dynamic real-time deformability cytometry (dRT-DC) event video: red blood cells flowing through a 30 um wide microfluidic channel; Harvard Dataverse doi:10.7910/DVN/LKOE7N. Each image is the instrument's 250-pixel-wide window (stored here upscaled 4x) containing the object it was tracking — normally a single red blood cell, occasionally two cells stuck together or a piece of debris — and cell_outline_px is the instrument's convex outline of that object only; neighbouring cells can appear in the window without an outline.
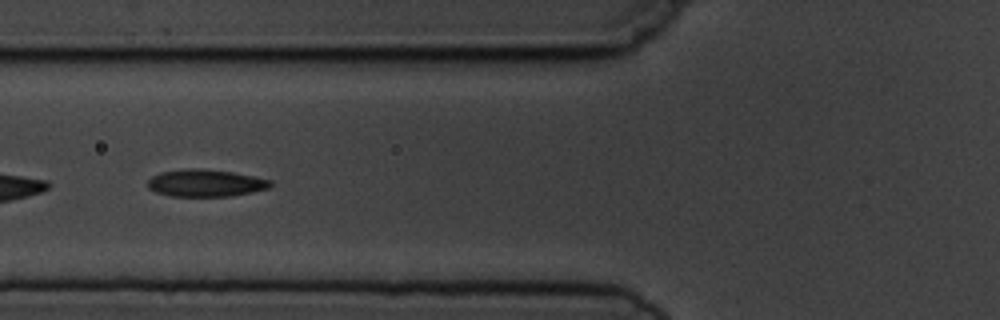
{"species": "common noctule bat (a hibernating species)", "species_latin": "Nyctalus noctula", "temperature_condition": "cold", "stored_images_in_passage": 7, "camera_frame_rate_fps": 3000, "um_per_image_px": 0.085, "animal": {"sex": "male", "body_mass_g": 19.5, "forearm_length_mm": 54.6}, "frame": {"image": 1, "passage_image": 6, "time_ms": 5.667, "image_size_px": [1000, 320], "cell_outline_px": [[272, 184], [268, 188], [252, 192], [232, 196], [172, 196], [156, 192], [148, 188], [148, 180], [152, 176], [160, 172], [184, 168], [200, 168], [232, 172], [272, 180]], "centroid_in_image_um": [17.45, 15.55], "position_along_channel_um": 108.3, "area_um2": 19.48}}
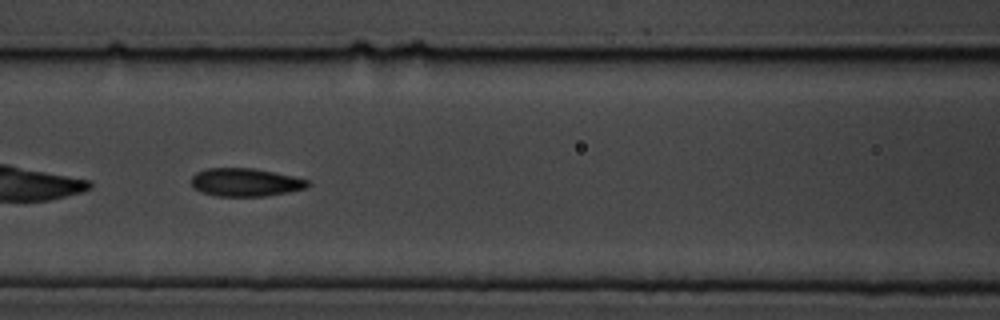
{"frame": {"image": 2, "passage_image": 7, "time_ms": 6.667, "image_size_px": [1000, 320], "cell_outline_px": [[312, 184], [308, 188], [288, 192], [264, 196], [216, 196], [200, 192], [192, 188], [192, 176], [196, 172], [208, 168], [252, 168], [292, 176], [308, 180]], "centroid_in_image_um": [20.85, 15.5], "position_along_channel_um": 145.8, "area_um2": 19.13}}